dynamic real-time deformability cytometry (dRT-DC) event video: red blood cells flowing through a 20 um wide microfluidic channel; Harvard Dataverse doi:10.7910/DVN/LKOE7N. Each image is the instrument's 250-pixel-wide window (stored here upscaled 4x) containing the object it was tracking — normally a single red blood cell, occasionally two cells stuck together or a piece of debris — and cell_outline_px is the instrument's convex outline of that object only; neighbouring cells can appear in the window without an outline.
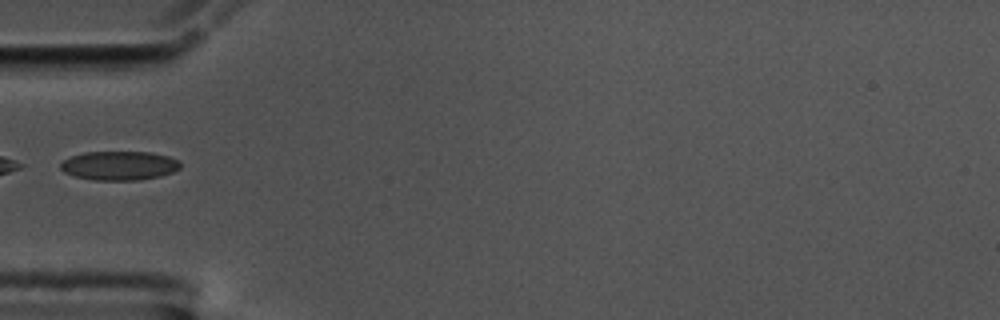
{"species": "common noctule bat (a hibernating species)", "species_latin": "Nyctalus noctula", "temperature_condition": "cold", "stored_images_in_passage": 23, "camera_frame_rate_fps": 3000, "um_per_image_px": 0.085, "animal": {"sex": "male", "body_mass_g": 17.5, "forearm_length_mm": 52.3}, "frame": {"image": 1, "passage_image": 1, "time_ms": 0.0, "image_size_px": [1000, 320], "cell_outline_px": [[180, 168], [172, 172], [160, 176], [140, 180], [96, 180], [76, 176], [64, 172], [60, 168], [60, 164], [64, 160], [72, 156], [84, 152], [152, 152], [168, 156], [180, 160]], "centroid_in_image_um": [10.17, 14.07], "position_along_channel_um": 74.8, "area_um2": 20.23}}
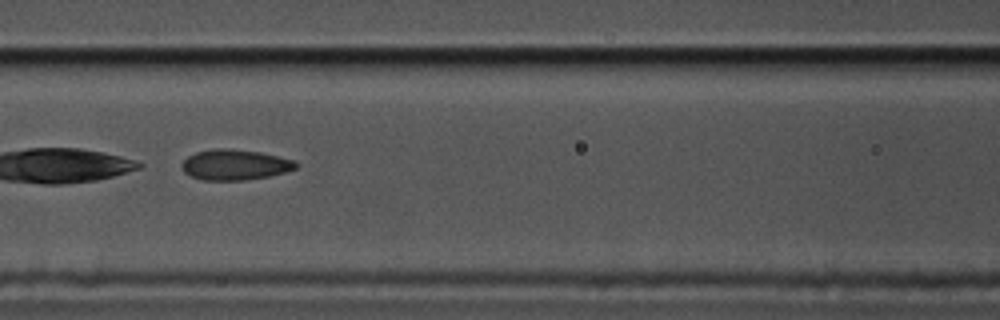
{"frame": {"image": 2, "passage_image": 7, "time_ms": 2.0, "image_size_px": [1000, 320], "cell_outline_px": [[300, 164], [296, 168], [284, 172], [268, 176], [244, 180], [204, 180], [192, 176], [184, 172], [180, 164], [188, 156], [196, 152], [216, 148], [228, 148], [260, 152], [296, 160]], "centroid_in_image_um": [19.98, 13.99], "position_along_channel_um": 146.6, "area_um2": 20.29}}